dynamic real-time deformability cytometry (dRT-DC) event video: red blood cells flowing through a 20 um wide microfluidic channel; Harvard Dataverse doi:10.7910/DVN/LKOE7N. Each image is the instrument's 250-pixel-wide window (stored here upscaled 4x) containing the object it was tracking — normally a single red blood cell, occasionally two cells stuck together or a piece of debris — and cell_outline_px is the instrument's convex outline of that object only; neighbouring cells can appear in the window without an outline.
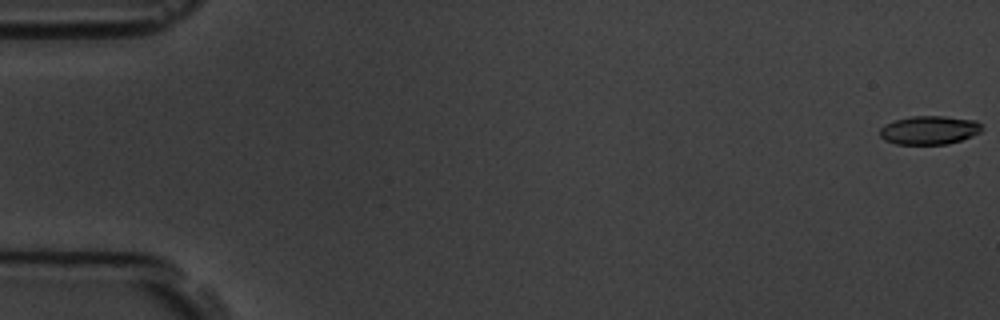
{"species": "common noctule bat (a hibernating species)", "species_latin": "Nyctalus noctula", "temperature_condition": "room temperature", "stored_images_in_passage": 9, "camera_frame_rate_fps": 3000, "um_per_image_px": 0.085, "animal": {"sex": "male", "body_mass_g": 19.5, "forearm_length_mm": 54.6}, "frame": {"image": 1, "passage_image": 1, "time_ms": 0.0, "image_size_px": [1000, 320], "cell_outline_px": [[984, 128], [980, 132], [972, 136], [948, 144], [896, 144], [884, 140], [880, 136], [880, 128], [884, 124], [896, 120], [912, 116], [944, 116], [976, 120]], "centroid_in_image_um": [78.99, 11.06], "position_along_channel_um": 6.0, "area_um2": 17.05}}
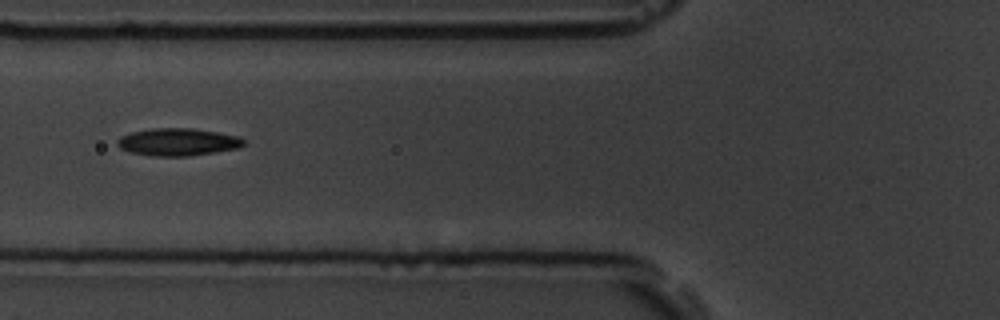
{"frame": {"image": 2, "passage_image": 7, "time_ms": 7.0, "image_size_px": [1000, 320], "cell_outline_px": [[244, 144], [240, 148], [188, 156], [152, 156], [132, 152], [120, 148], [116, 144], [116, 140], [120, 136], [132, 132], [152, 128], [192, 128], [240, 136], [244, 140]], "centroid_in_image_um": [15.11, 12.06], "position_along_channel_um": 110.7, "area_um2": 20.23}}
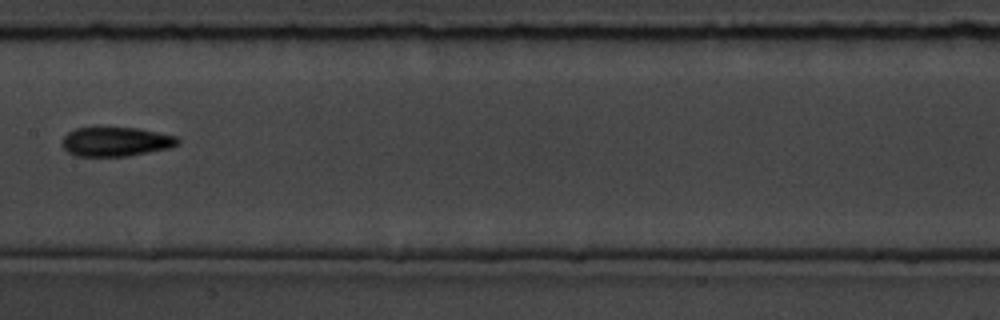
{"frame": {"image": 3, "passage_image": 9, "time_ms": 9.333, "image_size_px": [1000, 320], "cell_outline_px": [[180, 144], [168, 148], [128, 156], [76, 156], [68, 152], [60, 144], [64, 136], [68, 132], [76, 128], [136, 128], [176, 136], [180, 140]], "centroid_in_image_um": [9.83, 12.05], "position_along_channel_um": 197.6, "area_um2": 19.59}}